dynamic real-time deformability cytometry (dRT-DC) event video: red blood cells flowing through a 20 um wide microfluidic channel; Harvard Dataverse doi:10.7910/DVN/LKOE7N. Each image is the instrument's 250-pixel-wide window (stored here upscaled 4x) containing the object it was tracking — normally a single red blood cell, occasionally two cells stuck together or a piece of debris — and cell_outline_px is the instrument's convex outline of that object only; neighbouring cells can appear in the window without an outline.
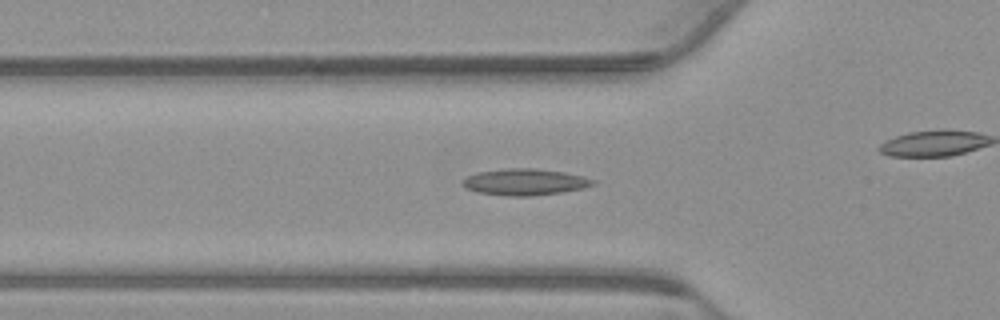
{"species": "common noctule bat (a hibernating species)", "species_latin": "Nyctalus noctula", "temperature_condition": "warm", "stored_images_in_passage": 55, "camera_frame_rate_fps": 3000, "um_per_image_px": 0.085, "animal": {"sex": "male", "body_mass_g": 23.1, "forearm_length_mm": 52.7}, "frame": {"image": 1, "passage_image": 18, "time_ms": 5.667, "image_size_px": [1000, 320], "cell_outline_px": [[596, 184], [564, 192], [532, 196], [508, 196], [476, 192], [460, 184], [460, 180], [476, 172], [504, 168], [532, 168], [564, 172], [596, 180]], "centroid_in_image_um": [44.56, 15.47], "position_along_channel_um": 81.2, "area_um2": 20.17}}
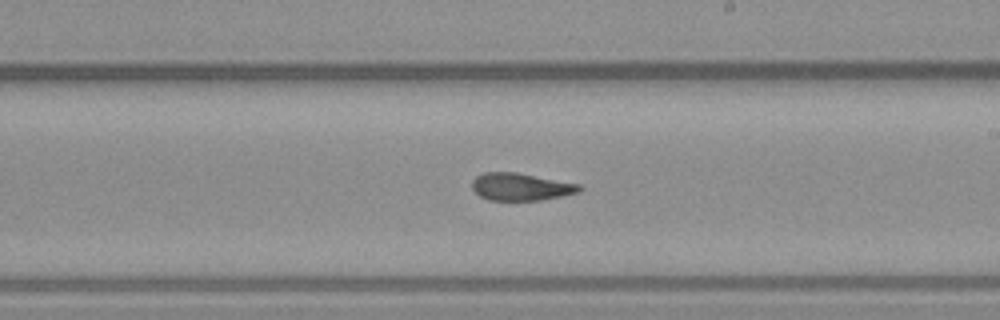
{"frame": {"image": 2, "passage_image": 31, "time_ms": 10.0, "image_size_px": [1000, 320], "cell_outline_px": [[584, 188], [580, 192], [540, 200], [488, 200], [480, 196], [472, 188], [472, 180], [476, 176], [484, 172], [516, 172], [580, 184]], "centroid_in_image_um": [44.27, 15.87], "position_along_channel_um": 244.7, "area_um2": 17.17}}
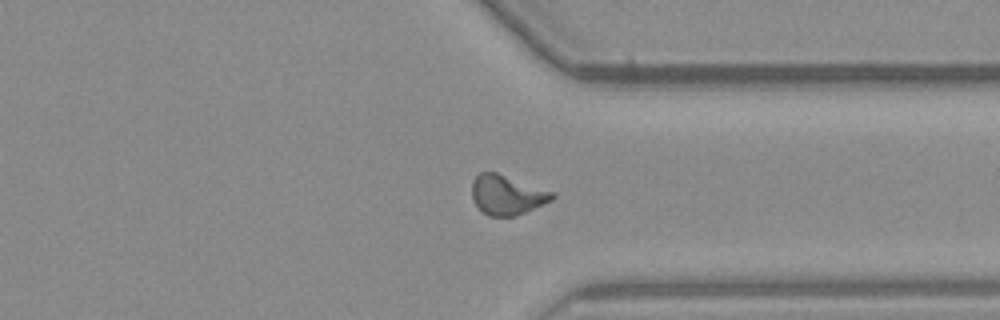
{"frame": {"image": 3, "passage_image": 41, "time_ms": 13.333, "image_size_px": [1000, 320], "cell_outline_px": [[556, 196], [552, 200], [524, 212], [512, 216], [488, 216], [472, 200], [472, 180], [480, 172], [496, 172], [556, 192]], "centroid_in_image_um": [43.1, 16.55], "position_along_channel_um": 368.3, "area_um2": 18.5}, "authors_computed_cell_mechanics": {"area_um2": 17.8024, "velocity_mm_per_s": 3.755, "shape_relaxation_time_tau1_ms": null, "shape_relaxation_time_tau2_ms": 2.2531, "deformation_change_tau1": null, "deformation_change_tau2": 0.0955}}